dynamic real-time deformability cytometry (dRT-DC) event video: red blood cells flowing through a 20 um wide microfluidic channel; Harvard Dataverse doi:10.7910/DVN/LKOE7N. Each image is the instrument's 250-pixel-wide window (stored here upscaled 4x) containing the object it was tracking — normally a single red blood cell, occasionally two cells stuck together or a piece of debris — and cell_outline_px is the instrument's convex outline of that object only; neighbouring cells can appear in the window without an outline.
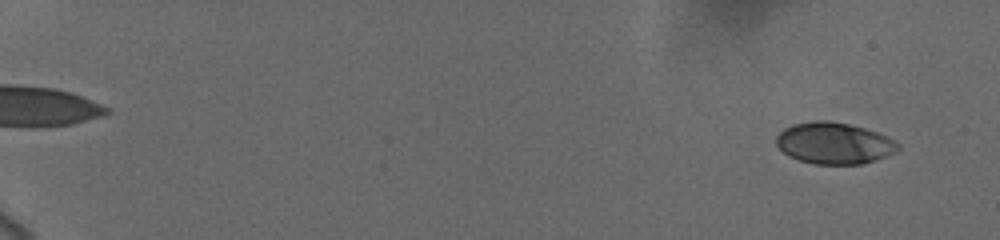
{"species": "human", "species_latin": "Homo sapiens", "temperature_condition": "cold", "stored_images_in_passage": 29, "camera_frame_rate_fps": 3000, "um_per_image_px": 0.085, "donor": {"sex": "female"}, "frame": {"image": 1, "passage_image": 3, "time_ms": 0.667, "image_size_px": [1000, 240], "cell_outline_px": [[900, 148], [896, 152], [876, 160], [860, 164], [812, 164], [788, 156], [776, 144], [776, 136], [784, 128], [792, 124], [816, 120], [828, 120], [848, 124], [864, 128], [888, 136], [900, 144]], "centroid_in_image_um": [70.9, 12.17], "position_along_channel_um": 14.1, "area_um2": 29.54}}
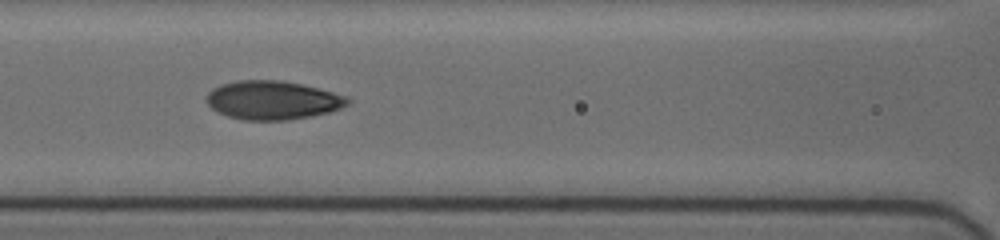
{"frame": {"image": 2, "passage_image": 14, "time_ms": 9.333, "image_size_px": [1000, 240], "cell_outline_px": [[352, 100], [348, 104], [340, 108], [328, 112], [288, 120], [244, 120], [228, 116], [212, 108], [208, 104], [208, 92], [212, 88], [236, 80], [280, 80], [300, 84], [332, 92], [344, 96]], "centroid_in_image_um": [23.16, 8.51], "position_along_channel_um": 143.4, "area_um2": 31.33}}
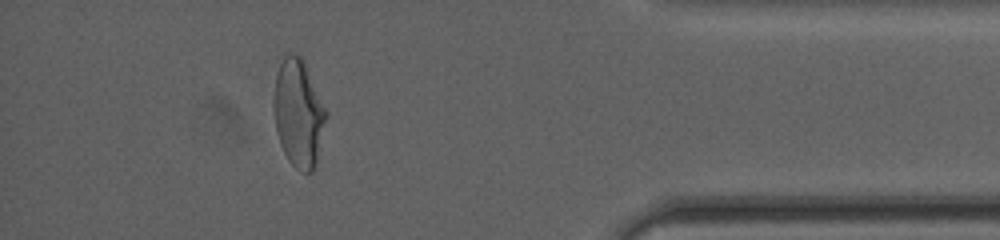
{"frame": {"image": 3, "passage_image": 25, "time_ms": 17.333, "image_size_px": [1000, 240], "cell_outline_px": [[328, 116], [316, 160], [312, 172], [304, 172], [296, 168], [288, 160], [280, 144], [276, 132], [276, 76], [280, 64], [284, 56], [288, 52], [300, 56], [304, 60], [328, 112]], "centroid_in_image_um": [25.42, 9.61], "position_along_channel_um": 409.8, "area_um2": 32.19}, "authors_computed_cell_mechanics": {"area_um2": 30.923, "velocity_mm_per_s": 3.7035, "shape_relaxation_time_tau1_ms": 7.0713, "shape_relaxation_time_tau2_ms": 0.7787, "deformation_change_tau1": 0.1797, "deformation_change_tau2": 0.0527}}